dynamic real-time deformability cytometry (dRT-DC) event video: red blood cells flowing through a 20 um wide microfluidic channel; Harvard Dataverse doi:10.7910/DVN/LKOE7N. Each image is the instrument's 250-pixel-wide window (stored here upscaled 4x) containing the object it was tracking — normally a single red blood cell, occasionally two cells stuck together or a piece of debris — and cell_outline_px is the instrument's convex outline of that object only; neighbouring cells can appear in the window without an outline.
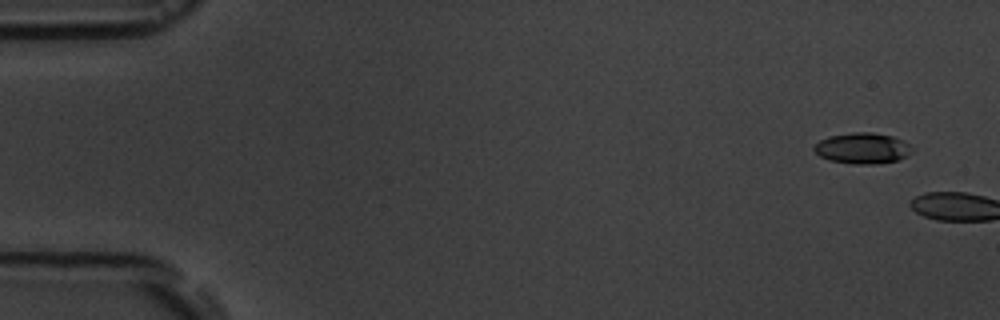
{"species": "common noctule bat (a hibernating species)", "species_latin": "Nyctalus noctula", "temperature_condition": "room temperature", "stored_images_in_passage": 2, "camera_frame_rate_fps": 3000, "um_per_image_px": 0.085, "animal": {"sex": "male", "body_mass_g": 19.5, "forearm_length_mm": 54.6}, "frame": {"image": 1, "passage_image": 1, "time_ms": 0.0, "image_size_px": [1000, 320], "cell_outline_px": [[916, 148], [908, 156], [896, 160], [876, 164], [852, 164], [828, 160], [820, 156], [812, 148], [820, 140], [828, 136], [852, 132], [872, 132], [892, 136], [904, 140], [912, 144]], "centroid_in_image_um": [73.36, 12.59], "position_along_channel_um": 11.6, "area_um2": 17.98}}